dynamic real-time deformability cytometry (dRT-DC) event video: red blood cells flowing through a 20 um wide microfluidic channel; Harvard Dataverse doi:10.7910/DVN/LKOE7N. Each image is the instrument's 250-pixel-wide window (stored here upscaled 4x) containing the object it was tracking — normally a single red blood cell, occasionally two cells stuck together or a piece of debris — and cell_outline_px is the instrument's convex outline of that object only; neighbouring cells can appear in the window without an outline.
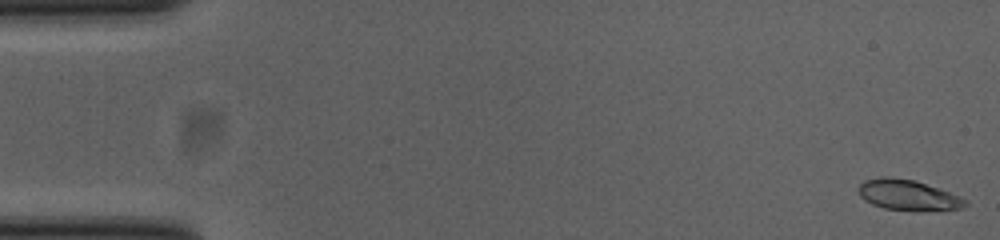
{"species": "common noctule bat (a hibernating species)", "species_latin": "Nyctalus noctula", "temperature_condition": "cold", "stored_images_in_passage": 10, "camera_frame_rate_fps": 3000, "um_per_image_px": 0.085, "animal": {"sex": "female", "body_mass_g": 23.0, "forearm_length_mm": 53.4}, "frame": {"image": 1, "passage_image": 1, "time_ms": 0.0, "image_size_px": [1000, 240], "cell_outline_px": [[968, 204], [964, 208], [884, 208], [872, 204], [864, 200], [860, 196], [856, 188], [864, 180], [880, 176], [888, 176], [916, 180], [960, 196], [968, 200]], "centroid_in_image_um": [77.11, 16.51], "position_along_channel_um": 7.9, "area_um2": 18.38}}